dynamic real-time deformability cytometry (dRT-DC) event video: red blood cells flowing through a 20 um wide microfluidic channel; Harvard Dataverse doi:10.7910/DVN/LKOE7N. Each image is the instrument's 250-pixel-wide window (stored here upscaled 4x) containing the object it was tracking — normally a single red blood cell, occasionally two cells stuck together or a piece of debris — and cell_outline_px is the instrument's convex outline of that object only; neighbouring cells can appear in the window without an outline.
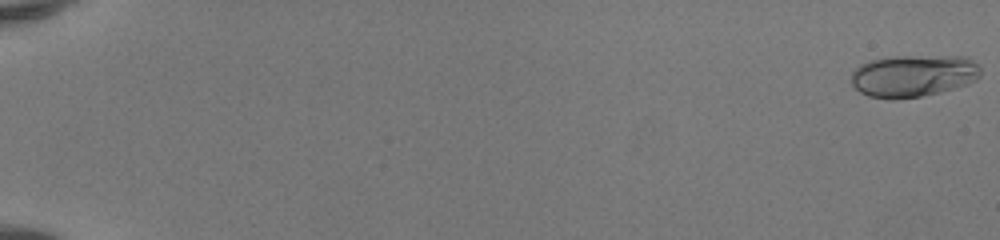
{"species": "human", "species_latin": "Homo sapiens", "temperature_condition": "room temperature", "stored_images_in_passage": 52, "camera_frame_rate_fps": 3000, "um_per_image_px": 0.085, "donor": {"sex": "female"}, "frame": {"image": 1, "passage_image": 1, "time_ms": 0.0, "image_size_px": [1000, 240], "cell_outline_px": [[980, 76], [976, 80], [952, 88], [920, 96], [868, 96], [860, 92], [852, 84], [852, 72], [860, 64], [872, 60], [896, 56], [964, 56], [976, 64], [980, 68]], "centroid_in_image_um": [77.64, 6.39], "position_along_channel_um": 7.4, "area_um2": 30.69}}
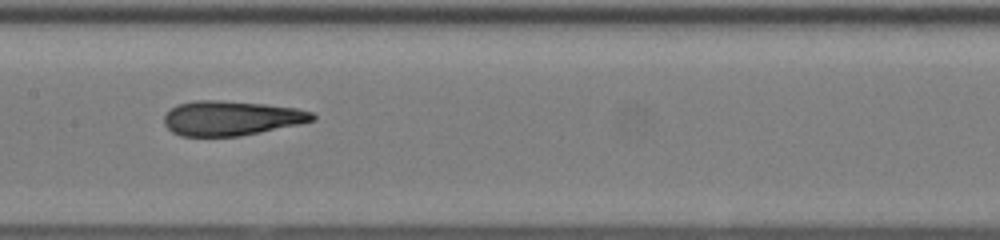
{"frame": {"image": 2, "passage_image": 29, "time_ms": 9.333, "image_size_px": [1000, 240], "cell_outline_px": [[316, 120], [300, 124], [240, 136], [180, 136], [172, 132], [164, 124], [164, 116], [176, 104], [196, 100], [216, 100], [264, 104], [296, 108], [312, 112], [316, 116]], "centroid_in_image_um": [19.65, 10.04], "position_along_channel_um": 187.7, "area_um2": 29.94}}
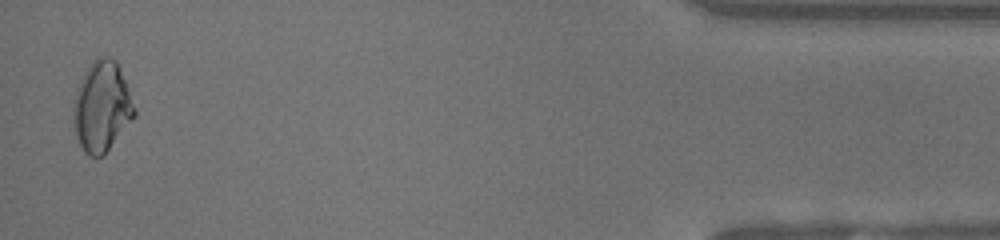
{"frame": {"image": 3, "passage_image": 51, "time_ms": 16.667, "image_size_px": [1000, 240], "cell_outline_px": [[136, 116], [104, 156], [88, 156], [84, 152], [76, 136], [76, 92], [84, 72], [92, 60], [96, 56], [108, 56], [116, 60], [136, 108]], "centroid_in_image_um": [8.71, 9.06], "position_along_channel_um": 426.5, "area_um2": 31.67}, "authors_computed_cell_mechanics": {"area_um2": 29.8248, "velocity_mm_per_s": 4.1968, "shape_relaxation_time_tau1_ms": null, "shape_relaxation_time_tau2_ms": 1.0472, "deformation_change_tau1": null, "deformation_change_tau2": 0.0682}}